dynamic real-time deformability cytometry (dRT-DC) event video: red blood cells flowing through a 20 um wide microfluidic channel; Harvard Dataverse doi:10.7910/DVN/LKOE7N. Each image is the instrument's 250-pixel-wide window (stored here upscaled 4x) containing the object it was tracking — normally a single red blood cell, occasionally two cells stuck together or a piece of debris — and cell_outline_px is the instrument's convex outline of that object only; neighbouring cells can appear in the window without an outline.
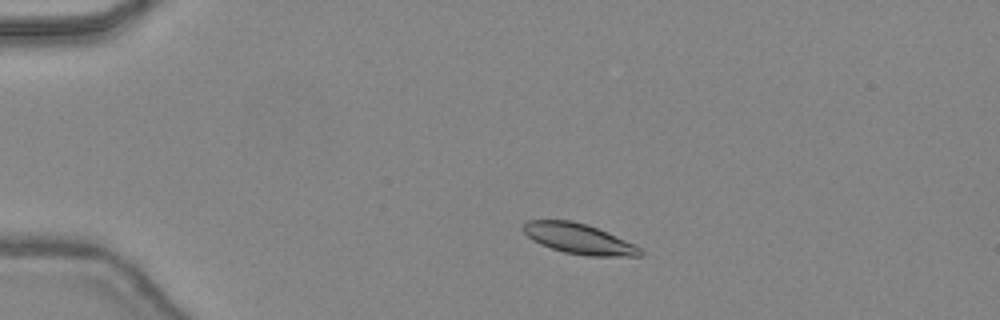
{"species": "common noctule bat (a hibernating species)", "species_latin": "Nyctalus noctula", "temperature_condition": "warm", "stored_images_in_passage": 39, "camera_frame_rate_fps": 3000, "um_per_image_px": 0.085, "animal": {"sex": "female", "body_mass_g": 24.6, "forearm_length_mm": 56.2}, "frame": {"image": 1, "passage_image": 3, "time_ms": 0.667, "image_size_px": [1000, 320], "cell_outline_px": [[644, 252], [640, 256], [588, 256], [564, 252], [540, 244], [532, 240], [520, 228], [528, 220], [572, 220], [588, 224], [636, 244]], "centroid_in_image_um": [49.21, 20.29], "position_along_channel_um": 35.8, "area_um2": 20.81}}
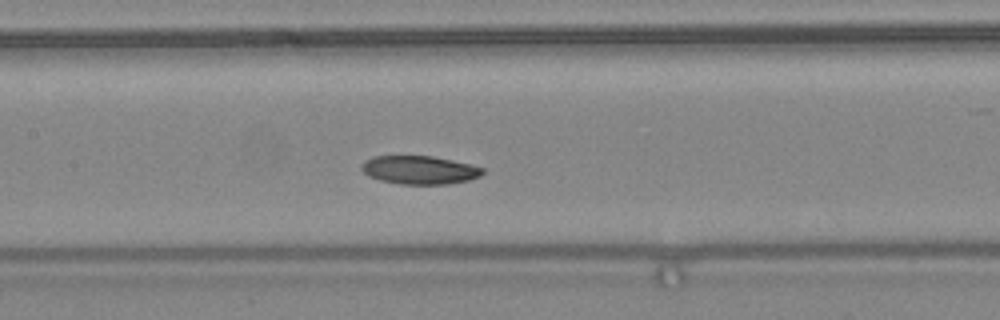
{"frame": {"image": 2, "passage_image": 16, "time_ms": 5.0, "image_size_px": [1000, 320], "cell_outline_px": [[484, 172], [480, 176], [468, 180], [448, 184], [400, 184], [380, 180], [368, 176], [360, 168], [360, 164], [364, 160], [372, 156], [432, 156], [452, 160], [484, 168]], "centroid_in_image_um": [35.62, 14.44], "position_along_channel_um": 171.8, "area_um2": 20.06}}
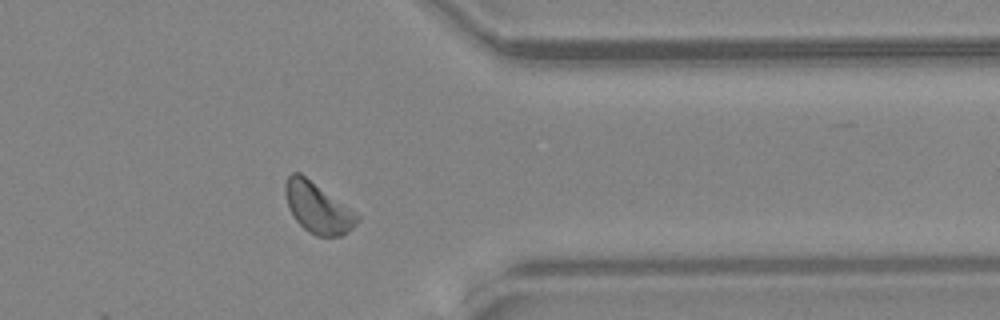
{"frame": {"image": 3, "passage_image": 31, "time_ms": 10.0, "image_size_px": [1000, 320], "cell_outline_px": [[360, 220], [352, 228], [340, 236], [316, 236], [308, 232], [292, 216], [288, 208], [284, 192], [284, 184], [288, 176], [292, 172], [300, 172], [356, 212], [360, 216]], "centroid_in_image_um": [26.99, 17.65], "position_along_channel_um": 384.4, "area_um2": 21.27}, "authors_computed_cell_mechanics": {"area_um2": 20.6924, "velocity_mm_per_s": 4.4225, "shape_relaxation_time_tau1_ms": 2.2385, "shape_relaxation_time_tau2_ms": null, "deformation_change_tau1": 0.0704, "deformation_change_tau2": null}}